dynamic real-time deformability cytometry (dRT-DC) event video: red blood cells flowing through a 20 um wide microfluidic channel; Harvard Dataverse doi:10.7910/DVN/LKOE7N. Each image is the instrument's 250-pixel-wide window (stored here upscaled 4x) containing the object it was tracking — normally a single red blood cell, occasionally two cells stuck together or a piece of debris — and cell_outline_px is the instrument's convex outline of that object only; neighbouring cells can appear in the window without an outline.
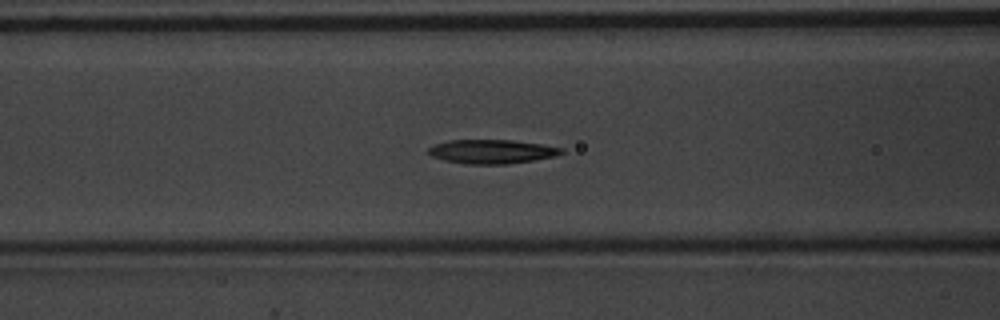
{"species": "common noctule bat (a hibernating species)", "species_latin": "Nyctalus noctula", "temperature_condition": "warm", "stored_images_in_passage": 54, "camera_frame_rate_fps": 3000, "um_per_image_px": 0.085, "animal": {"sex": "male", "body_mass_g": 20.1, "forearm_length_mm": 53.5}, "frame": {"image": 1, "passage_image": 22, "time_ms": 7.0, "image_size_px": [1000, 320], "cell_outline_px": [[564, 152], [556, 156], [508, 164], [464, 164], [444, 160], [432, 156], [428, 152], [428, 148], [436, 144], [448, 140], [512, 140], [540, 144], [564, 148]], "centroid_in_image_um": [41.81, 12.88], "position_along_channel_um": 124.8, "area_um2": 18.55}}
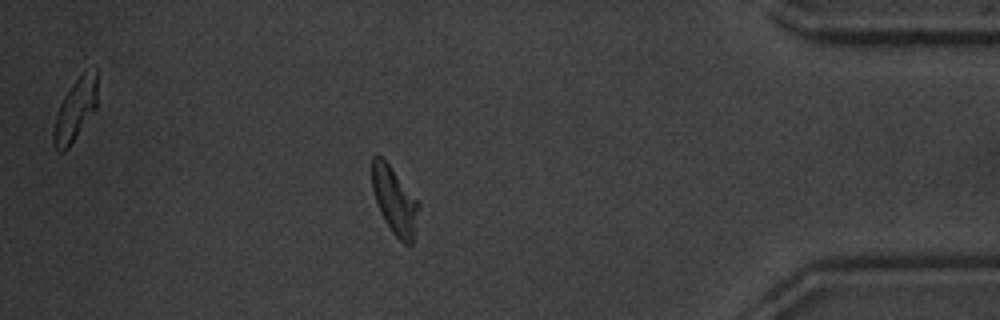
{"frame": {"image": 2, "passage_image": 47, "time_ms": 15.333, "image_size_px": [1000, 320], "cell_outline_px": [[420, 204], [412, 244], [404, 244], [392, 232], [380, 212], [372, 188], [372, 156], [376, 152], [388, 164]], "centroid_in_image_um": [33.52, 17.05], "position_along_channel_um": 401.7, "area_um2": 17.8}}
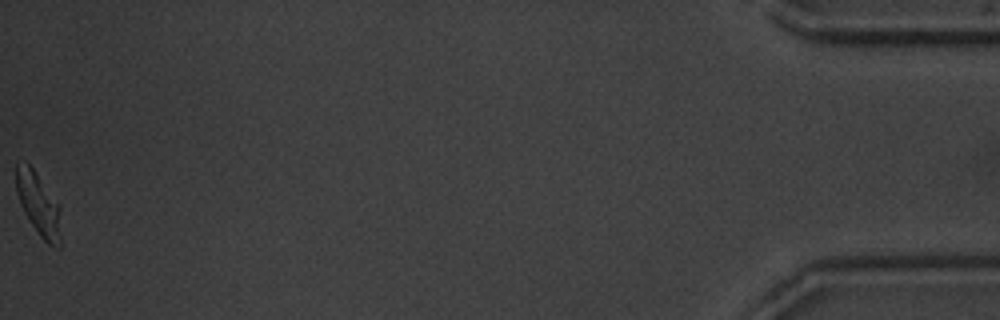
{"frame": {"image": 3, "passage_image": 54, "time_ms": 17.667, "image_size_px": [1000, 320], "cell_outline_px": [[60, 248], [56, 248], [48, 244], [40, 236], [24, 212], [20, 204], [16, 192], [16, 160], [24, 160], [36, 172], [60, 204]], "centroid_in_image_um": [3.27, 17.31], "position_along_channel_um": 431.9, "area_um2": 16.65}, "authors_computed_cell_mechanics": {"area_um2": 18.6116, "velocity_mm_per_s": 3.7645, "shape_relaxation_time_tau1_ms": 2.6911, "shape_relaxation_time_tau2_ms": 2.4839, "deformation_change_tau1": 0.1598, "deformation_change_tau2": 0.0945}}